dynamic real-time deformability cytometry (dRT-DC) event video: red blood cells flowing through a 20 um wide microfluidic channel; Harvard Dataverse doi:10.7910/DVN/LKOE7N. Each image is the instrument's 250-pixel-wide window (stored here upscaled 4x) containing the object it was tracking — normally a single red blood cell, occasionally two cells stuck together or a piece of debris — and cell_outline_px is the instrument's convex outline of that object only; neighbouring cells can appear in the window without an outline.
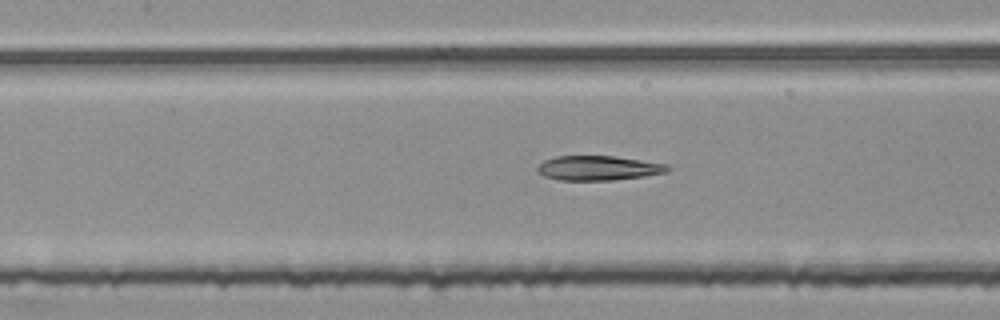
{"species": "common noctule bat (a hibernating species)", "species_latin": "Nyctalus noctula", "temperature_condition": "room temperature", "stored_images_in_passage": 55, "segment_of_instrument_passage": [2, 2], "camera_frame_rate_fps": 3000, "um_per_image_px": 0.085, "animal": {"sex": "female", "body_mass_g": 25.1}, "frame": {"image": 1, "passage_image": 25, "time_ms": 8.0, "image_size_px": [1000, 320], "cell_outline_px": [[672, 168], [668, 172], [644, 176], [612, 180], [560, 180], [544, 176], [536, 172], [536, 168], [544, 160], [556, 156], [616, 156], [668, 164]], "centroid_in_image_um": [50.87, 14.28], "position_along_channel_um": 156.5, "area_um2": 18.79}}
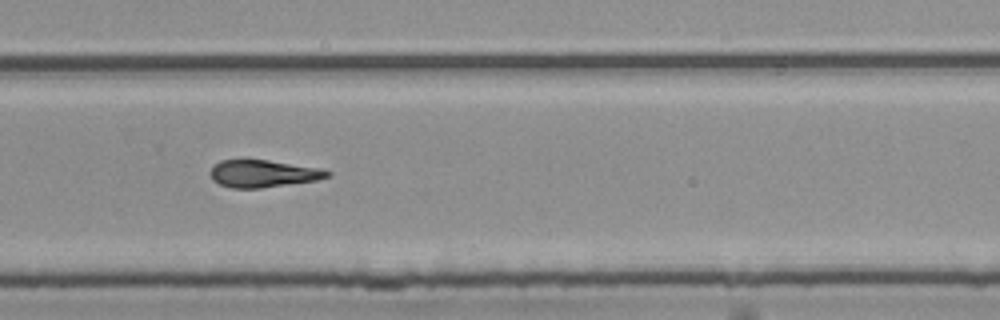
{"frame": {"image": 2, "passage_image": 37, "time_ms": 12.0, "image_size_px": [1000, 320], "cell_outline_px": [[332, 176], [316, 180], [260, 188], [232, 188], [220, 184], [212, 180], [208, 172], [220, 160], [268, 160], [324, 168], [332, 172]], "centroid_in_image_um": [22.4, 14.75], "position_along_channel_um": 307.4, "area_um2": 18.73}}
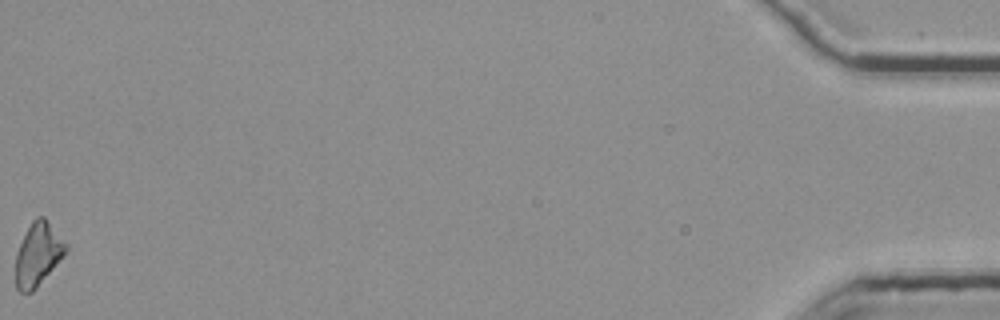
{"frame": {"image": 3, "passage_image": 55, "time_ms": 18.0, "image_size_px": [1000, 320], "cell_outline_px": [[68, 248], [36, 288], [32, 292], [20, 292], [16, 288], [16, 252], [32, 220], [36, 216], [44, 216], [48, 220], [68, 244]], "centroid_in_image_um": [3.22, 21.58], "position_along_channel_um": 432.0, "area_um2": 18.15}}